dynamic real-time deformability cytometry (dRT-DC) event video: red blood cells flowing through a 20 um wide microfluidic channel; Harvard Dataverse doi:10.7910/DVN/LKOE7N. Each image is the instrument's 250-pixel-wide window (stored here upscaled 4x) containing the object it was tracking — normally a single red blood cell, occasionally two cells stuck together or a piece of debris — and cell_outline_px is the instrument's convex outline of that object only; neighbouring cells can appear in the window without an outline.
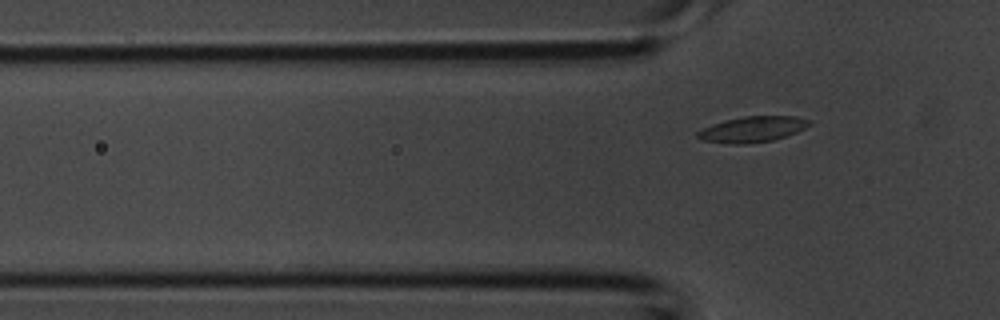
{"species": "common noctule bat (a hibernating species)", "species_latin": "Nyctalus noctula", "temperature_condition": "room temperature", "stored_images_in_passage": 4, "camera_frame_rate_fps": 3000, "um_per_image_px": 0.085, "animal": {"sex": "male", "body_mass_g": 20.1, "forearm_length_mm": 53.5}, "frame": {"image": 1, "passage_image": 4, "time_ms": 1.0, "image_size_px": [1000, 320], "cell_outline_px": [[812, 124], [796, 132], [772, 140], [748, 144], [732, 144], [704, 140], [696, 136], [696, 132], [712, 124], [724, 120], [744, 116], [796, 116], [812, 120]], "centroid_in_image_um": [63.98, 10.98], "position_along_channel_um": 61.8, "area_um2": 16.7}}